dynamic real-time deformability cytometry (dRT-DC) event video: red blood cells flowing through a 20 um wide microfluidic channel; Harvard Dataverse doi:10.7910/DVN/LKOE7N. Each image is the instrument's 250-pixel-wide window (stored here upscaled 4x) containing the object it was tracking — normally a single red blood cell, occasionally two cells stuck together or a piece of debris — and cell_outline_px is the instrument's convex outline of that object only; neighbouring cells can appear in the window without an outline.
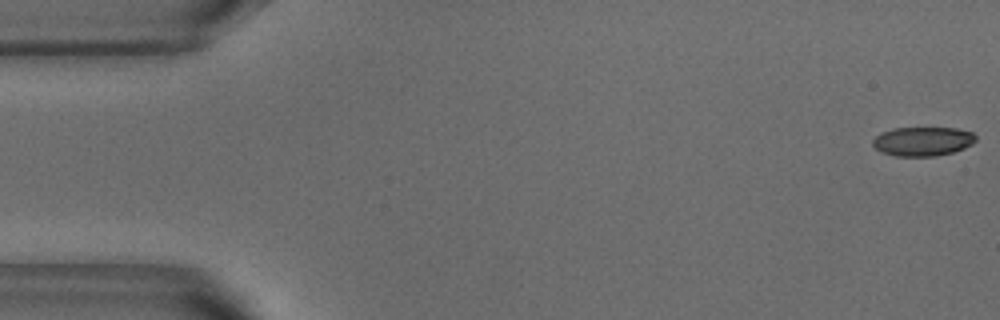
{"species": "common noctule bat (a hibernating species)", "species_latin": "Nyctalus noctula", "temperature_condition": "warm", "stored_images_in_passage": 53, "camera_frame_rate_fps": 3000, "um_per_image_px": 0.085, "animal": {"sex": "male", "body_mass_g": 18.8}, "frame": {"image": 1, "passage_image": 1, "time_ms": 0.0, "image_size_px": [1000, 320], "cell_outline_px": [[976, 140], [972, 144], [964, 148], [952, 152], [936, 156], [896, 156], [884, 152], [876, 148], [872, 144], [872, 140], [880, 132], [892, 128], [956, 128], [972, 132], [976, 136]], "centroid_in_image_um": [78.43, 12.0], "position_along_channel_um": 6.6, "area_um2": 17.46}}
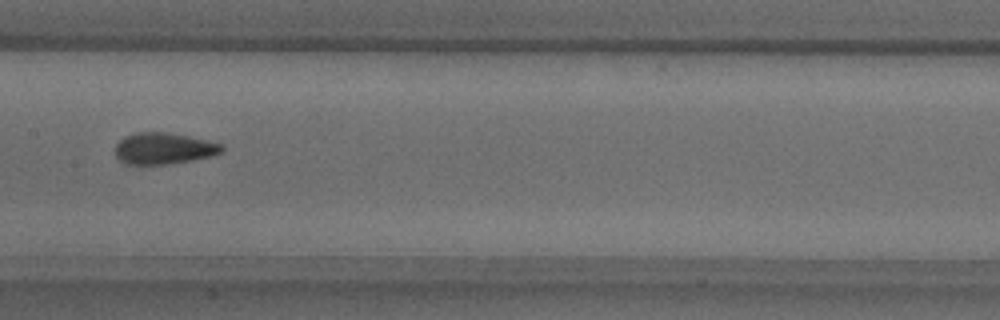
{"frame": {"image": 2, "passage_image": 26, "time_ms": 8.333, "image_size_px": [1000, 320], "cell_outline_px": [[224, 148], [220, 152], [208, 156], [192, 160], [168, 164], [124, 164], [116, 156], [116, 144], [124, 136], [136, 132], [164, 132], [188, 136], [224, 144]], "centroid_in_image_um": [13.89, 12.61], "position_along_channel_um": 193.5, "area_um2": 19.36}}
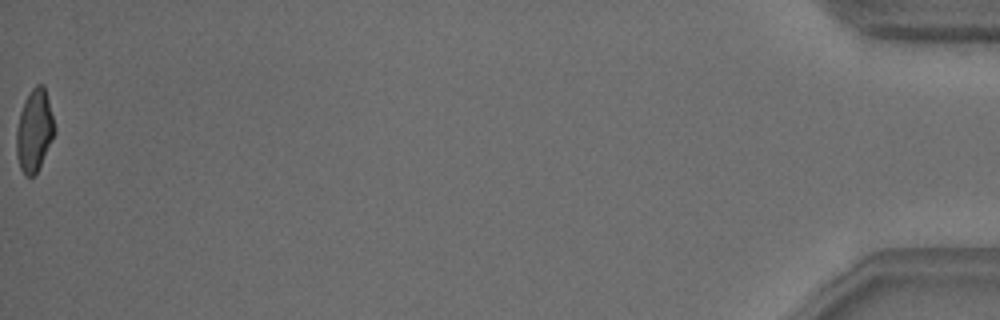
{"frame": {"image": 3, "passage_image": 53, "time_ms": 17.333, "image_size_px": [1000, 320], "cell_outline_px": [[56, 132], [36, 172], [32, 176], [24, 176], [20, 168], [16, 156], [16, 132], [20, 112], [24, 100], [32, 88], [36, 84], [44, 84], [56, 128]], "centroid_in_image_um": [2.91, 11.08], "position_along_channel_um": 432.3, "area_um2": 18.26}, "authors_computed_cell_mechanics": {"area_um2": 18.9584, "velocity_mm_per_s": 3.8174, "shape_relaxation_time_tau1_ms": 6.5266, "shape_relaxation_time_tau2_ms": 1.565, "deformation_change_tau1": 0.1799, "deformation_change_tau2": 0.069}}